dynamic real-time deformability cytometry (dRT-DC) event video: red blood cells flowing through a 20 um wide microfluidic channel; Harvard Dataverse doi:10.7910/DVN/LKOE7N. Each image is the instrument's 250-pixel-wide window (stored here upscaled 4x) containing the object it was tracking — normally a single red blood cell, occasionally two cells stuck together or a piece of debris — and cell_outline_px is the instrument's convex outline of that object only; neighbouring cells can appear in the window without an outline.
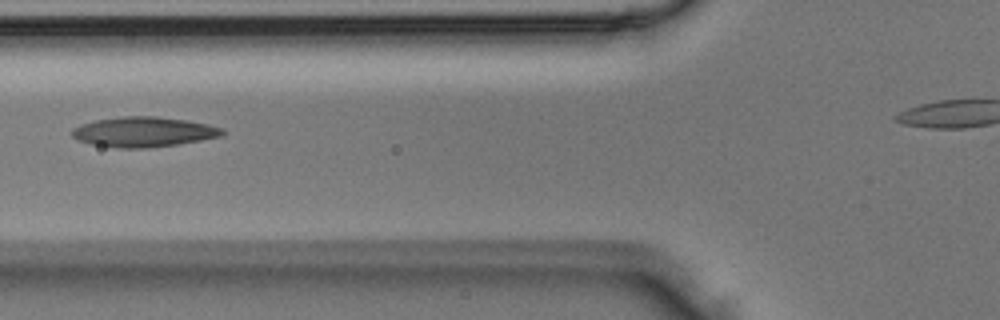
{"species": "Egyptian fruit bat (a non-hibernating species)", "species_latin": "Rousettus aegyptiacus", "temperature_condition": "room temperature", "stored_images_in_passage": 3, "segment_of_instrument_passage": [1, 2], "camera_frame_rate_fps": 3000, "um_per_image_px": 0.085, "animal": {"sex": "male"}, "frame": {"image": 1, "passage_image": 2, "time_ms": 0.333, "image_size_px": [1000, 320], "cell_outline_px": [[228, 132], [224, 136], [180, 144], [148, 148], [116, 148], [92, 144], [76, 140], [72, 136], [72, 128], [80, 124], [96, 120], [120, 116], [156, 116], [188, 120], [208, 124], [224, 128]], "centroid_in_image_um": [12.26, 11.21], "position_along_channel_um": 113.5, "area_um2": 26.82}}